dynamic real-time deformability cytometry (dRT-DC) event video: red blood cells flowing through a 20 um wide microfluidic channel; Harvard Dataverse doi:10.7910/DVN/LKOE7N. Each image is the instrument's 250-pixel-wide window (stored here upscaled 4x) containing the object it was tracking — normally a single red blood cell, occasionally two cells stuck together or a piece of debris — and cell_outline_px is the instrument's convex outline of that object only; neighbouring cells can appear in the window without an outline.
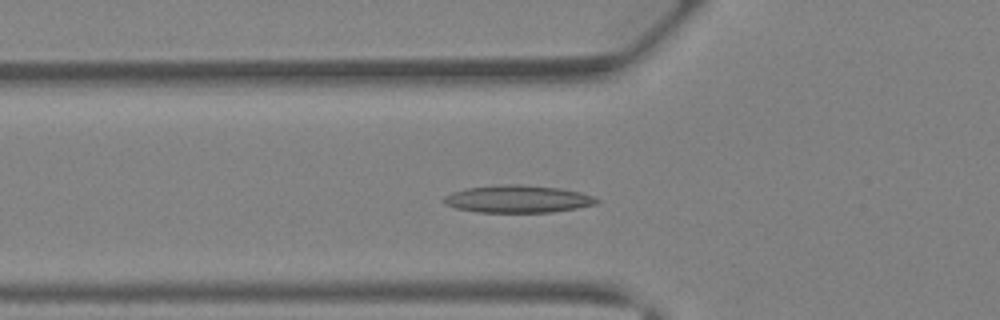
{"species": "Egyptian fruit bat (a non-hibernating species)", "species_latin": "Rousettus aegyptiacus", "temperature_condition": "warm", "stored_images_in_passage": 41, "camera_frame_rate_fps": 3000, "um_per_image_px": 0.085, "animal": {"sex": "female"}, "frame": {"image": 1, "passage_image": 14, "time_ms": 4.333, "image_size_px": [1000, 320], "cell_outline_px": [[600, 200], [596, 204], [576, 208], [552, 212], [476, 212], [456, 208], [444, 204], [444, 196], [452, 192], [468, 188], [508, 184], [520, 184], [560, 188], [580, 192], [592, 196]], "centroid_in_image_um": [44.01, 16.92], "position_along_channel_um": 81.8, "area_um2": 24.28}}
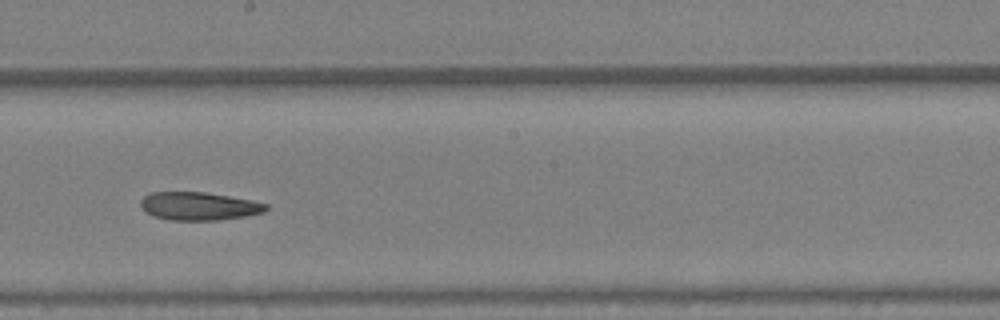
{"frame": {"image": 2, "passage_image": 23, "time_ms": 7.333, "image_size_px": [1000, 320], "cell_outline_px": [[268, 208], [264, 212], [244, 216], [216, 220], [168, 220], [152, 216], [144, 212], [140, 204], [140, 200], [144, 196], [152, 192], [204, 192], [252, 200], [268, 204]], "centroid_in_image_um": [16.86, 17.52], "position_along_channel_um": 231.3, "area_um2": 20.58}}
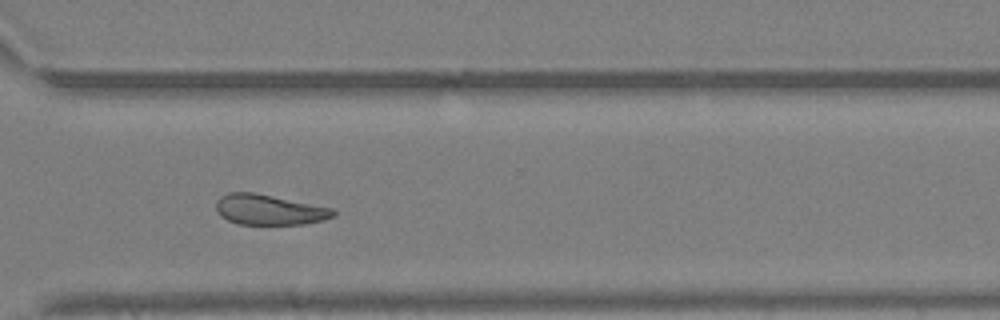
{"frame": {"image": 3, "passage_image": 30, "time_ms": 9.667, "image_size_px": [1000, 320], "cell_outline_px": [[336, 216], [324, 220], [304, 224], [236, 224], [220, 216], [216, 208], [216, 200], [220, 196], [228, 192], [252, 192], [336, 208]], "centroid_in_image_um": [22.91, 17.82], "position_along_channel_um": 347.7, "area_um2": 20.98}, "authors_computed_cell_mechanics": {"area_um2": 22.4842, "velocity_mm_per_s": 4.9881, "shape_relaxation_time_tau1_ms": null, "shape_relaxation_time_tau2_ms": 5.7202, "deformation_change_tau1": null, "deformation_change_tau2": 0.1603}}